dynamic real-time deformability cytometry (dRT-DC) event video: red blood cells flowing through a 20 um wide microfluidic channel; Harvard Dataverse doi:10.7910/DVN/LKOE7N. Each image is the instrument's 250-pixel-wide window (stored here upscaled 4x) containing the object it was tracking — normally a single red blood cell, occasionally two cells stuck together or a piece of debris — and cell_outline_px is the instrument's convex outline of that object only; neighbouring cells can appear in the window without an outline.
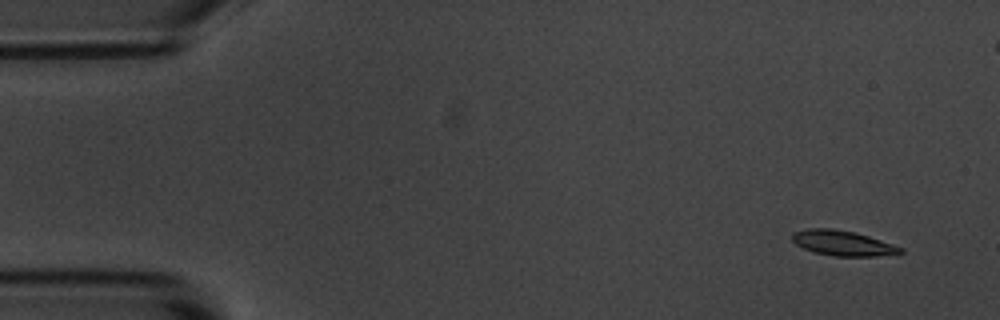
{"species": "common noctule bat (a hibernating species)", "species_latin": "Nyctalus noctula", "temperature_condition": "room temperature", "stored_images_in_passage": 6, "camera_frame_rate_fps": 3000, "um_per_image_px": 0.085, "animal": {"sex": "male", "body_mass_g": 20.1, "forearm_length_mm": 53.5}, "frame": {"image": 1, "passage_image": 2, "time_ms": 1.0, "image_size_px": [1000, 320], "cell_outline_px": [[904, 252], [876, 256], [832, 256], [816, 252], [804, 248], [796, 244], [792, 240], [792, 232], [808, 228], [832, 228], [852, 232], [868, 236], [904, 248]], "centroid_in_image_um": [71.61, 20.66], "position_along_channel_um": 13.4, "area_um2": 15.66}}